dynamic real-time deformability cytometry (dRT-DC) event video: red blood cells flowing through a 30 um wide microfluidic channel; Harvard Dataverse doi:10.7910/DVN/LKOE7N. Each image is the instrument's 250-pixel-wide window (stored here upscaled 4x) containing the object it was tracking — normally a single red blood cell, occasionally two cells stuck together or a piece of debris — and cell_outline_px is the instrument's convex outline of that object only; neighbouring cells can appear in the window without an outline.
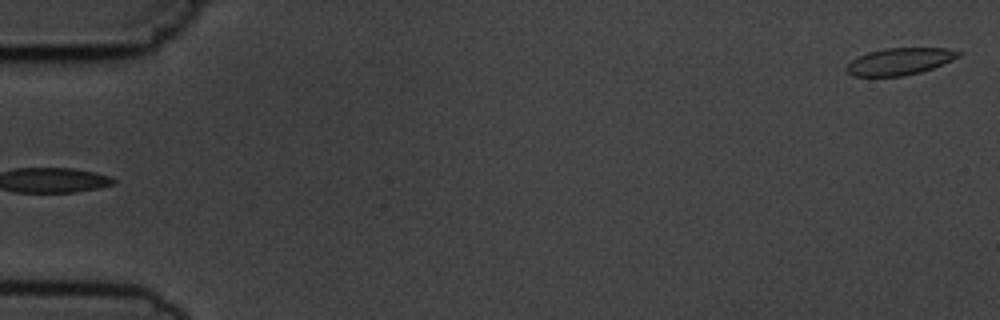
{"species": "common noctule bat (a hibernating species)", "species_latin": "Nyctalus noctula", "temperature_condition": "cold", "stored_images_in_passage": 6, "segment_of_instrument_passage": [2, 2], "camera_frame_rate_fps": 3000, "um_per_image_px": 0.085, "animal": {"sex": "male", "body_mass_g": 19.5, "forearm_length_mm": 54.6}, "frame": {"image": 1, "passage_image": 6, "time_ms": 5.667, "image_size_px": [1000, 320], "cell_outline_px": [[964, 52], [960, 56], [944, 64], [920, 72], [904, 76], [852, 76], [844, 68], [856, 56], [868, 52], [884, 48], [948, 48]], "centroid_in_image_um": [76.48, 5.21], "position_along_channel_um": 8.5, "area_um2": 17.74}}